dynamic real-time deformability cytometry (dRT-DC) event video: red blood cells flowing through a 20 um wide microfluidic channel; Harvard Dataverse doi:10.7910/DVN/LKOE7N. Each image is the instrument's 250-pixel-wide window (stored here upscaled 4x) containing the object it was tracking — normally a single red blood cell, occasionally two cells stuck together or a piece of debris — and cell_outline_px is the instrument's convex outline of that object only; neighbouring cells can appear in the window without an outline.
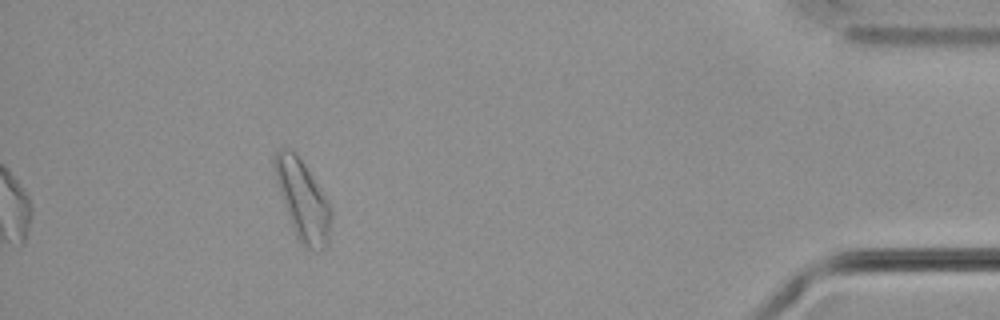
{"species": "common noctule bat (a hibernating species)", "species_latin": "Nyctalus noctula", "temperature_condition": "cold", "stored_images_in_passage": 49, "segment_of_instrument_passage": [2, 2], "camera_frame_rate_fps": 3000, "um_per_image_px": 0.085, "animal": {"sex": "male", "body_mass_g": 21.5, "forearm_length_mm": 52.0}, "frame": {"image": 1, "passage_image": 49, "time_ms": 16.0, "image_size_px": [1000, 320], "cell_outline_px": [[332, 212], [328, 244], [320, 252], [316, 252], [304, 248], [300, 244], [296, 236], [288, 216], [272, 168], [272, 160], [276, 152], [280, 148], [288, 148], [300, 160], [312, 176], [328, 204]], "centroid_in_image_um": [25.71, 17.08], "position_along_channel_um": 409.5, "area_um2": 25.89}}